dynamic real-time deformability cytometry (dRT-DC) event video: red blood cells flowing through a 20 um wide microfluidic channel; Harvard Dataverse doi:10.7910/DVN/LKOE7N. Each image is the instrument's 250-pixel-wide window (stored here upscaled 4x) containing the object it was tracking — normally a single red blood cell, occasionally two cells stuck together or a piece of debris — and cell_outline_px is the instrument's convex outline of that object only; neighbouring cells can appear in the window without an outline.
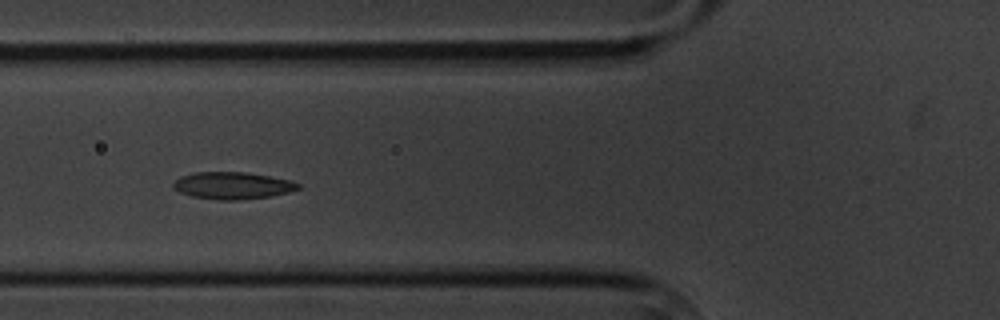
{"species": "common noctule bat (a hibernating species)", "species_latin": "Nyctalus noctula", "temperature_condition": "cold", "stored_images_in_passage": 9, "camera_frame_rate_fps": 3000, "um_per_image_px": 0.085, "animal": {"sex": "male", "body_mass_g": 20.1, "forearm_length_mm": 53.5}, "frame": {"image": 1, "passage_image": 6, "time_ms": 6.333, "image_size_px": [1000, 320], "cell_outline_px": [[300, 188], [288, 192], [272, 196], [240, 200], [220, 200], [192, 196], [180, 192], [172, 188], [172, 184], [180, 176], [192, 172], [244, 172], [292, 180], [300, 184]], "centroid_in_image_um": [19.75, 15.77], "position_along_channel_um": 106.0, "area_um2": 19.77}}
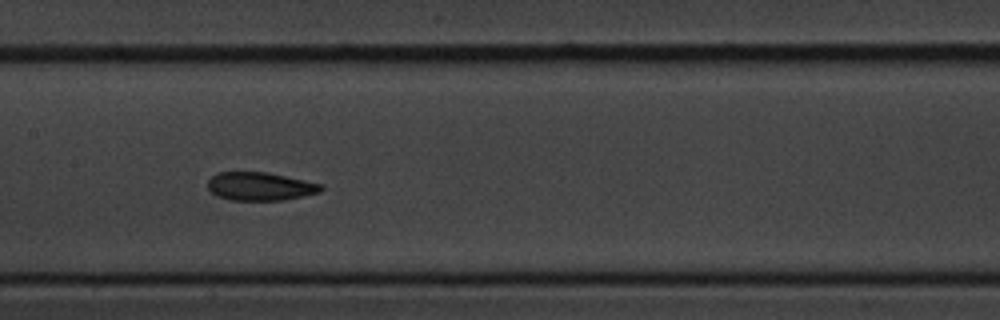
{"frame": {"image": 2, "passage_image": 8, "time_ms": 8.667, "image_size_px": [1000, 320], "cell_outline_px": [[324, 188], [320, 192], [304, 196], [284, 200], [232, 200], [216, 196], [208, 188], [208, 180], [216, 172], [268, 172], [324, 184]], "centroid_in_image_um": [22.14, 15.84], "position_along_channel_um": 185.3, "area_um2": 18.84}}
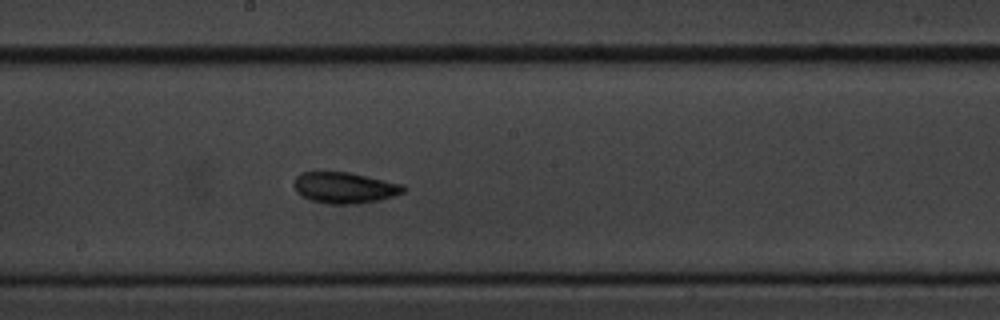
{"frame": {"image": 3, "passage_image": 9, "time_ms": 9.667, "image_size_px": [1000, 320], "cell_outline_px": [[404, 192], [392, 196], [376, 200], [356, 204], [328, 204], [312, 200], [300, 196], [296, 192], [292, 184], [296, 176], [300, 172], [348, 172], [404, 184]], "centroid_in_image_um": [29.23, 15.95], "position_along_channel_um": 219.0, "area_um2": 19.83}}